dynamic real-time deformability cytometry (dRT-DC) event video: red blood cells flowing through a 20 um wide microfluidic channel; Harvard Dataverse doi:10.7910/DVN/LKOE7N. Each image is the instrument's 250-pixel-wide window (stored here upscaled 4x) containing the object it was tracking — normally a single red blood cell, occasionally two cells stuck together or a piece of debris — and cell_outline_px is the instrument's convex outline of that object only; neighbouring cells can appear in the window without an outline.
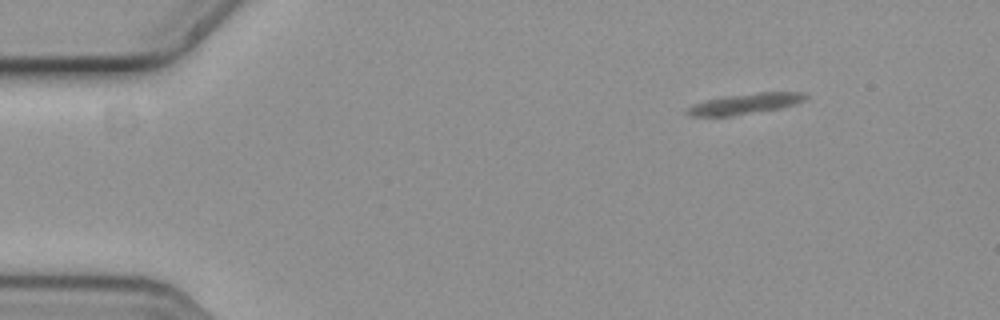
{"species": "common noctule bat (a hibernating species)", "species_latin": "Nyctalus noctula", "temperature_condition": "cold", "stored_images_in_passage": 3, "camera_frame_rate_fps": 3000, "um_per_image_px": 0.085, "animal": {"sex": "female", "body_mass_g": 19.3, "forearm_length_mm": 54.1}, "frame": {"image": 1, "passage_image": 1, "time_ms": 0.0, "image_size_px": [1000, 320], "cell_outline_px": [[808, 96], [804, 100], [780, 108], [732, 116], [692, 116], [684, 112], [688, 108], [696, 104], [708, 100], [724, 96], [760, 92], [804, 92]], "centroid_in_image_um": [63.34, 8.82], "position_along_channel_um": 21.7, "area_um2": 13.93}}